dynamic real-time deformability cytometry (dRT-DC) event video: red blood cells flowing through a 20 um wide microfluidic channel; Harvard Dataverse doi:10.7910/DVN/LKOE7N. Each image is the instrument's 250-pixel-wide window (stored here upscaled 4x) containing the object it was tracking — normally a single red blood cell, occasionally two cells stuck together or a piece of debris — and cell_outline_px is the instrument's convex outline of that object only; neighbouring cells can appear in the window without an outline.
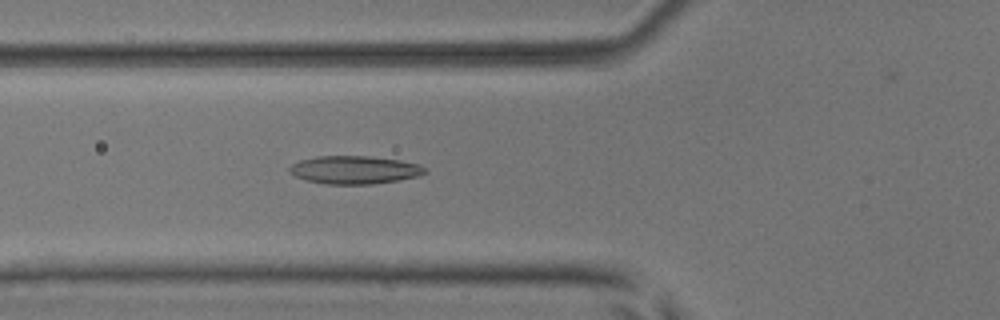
{"species": "common noctule bat (a hibernating species)", "species_latin": "Nyctalus noctula", "temperature_condition": "room temperature", "stored_images_in_passage": 55, "camera_frame_rate_fps": 3000, "um_per_image_px": 0.085, "animal": {"sex": "male", "body_mass_g": 17.9, "forearm_length_mm": 54.2}, "frame": {"image": 1, "passage_image": 21, "time_ms": 6.667, "image_size_px": [1000, 320], "cell_outline_px": [[428, 172], [420, 176], [372, 184], [328, 184], [304, 180], [288, 172], [288, 168], [292, 164], [300, 160], [316, 156], [372, 156], [400, 160], [420, 164]], "centroid_in_image_um": [30.13, 14.43], "position_along_channel_um": 95.7, "area_um2": 22.25}}
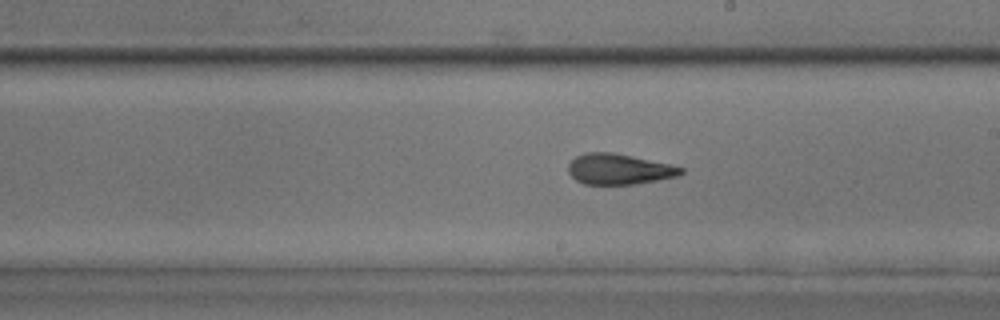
{"frame": {"image": 2, "passage_image": 32, "time_ms": 10.333, "image_size_px": [1000, 320], "cell_outline_px": [[684, 172], [676, 176], [656, 180], [632, 184], [584, 184], [576, 180], [568, 172], [568, 164], [576, 156], [584, 152], [612, 152], [668, 164], [684, 168]], "centroid_in_image_um": [52.56, 14.37], "position_along_channel_um": 236.4, "area_um2": 19.83}}
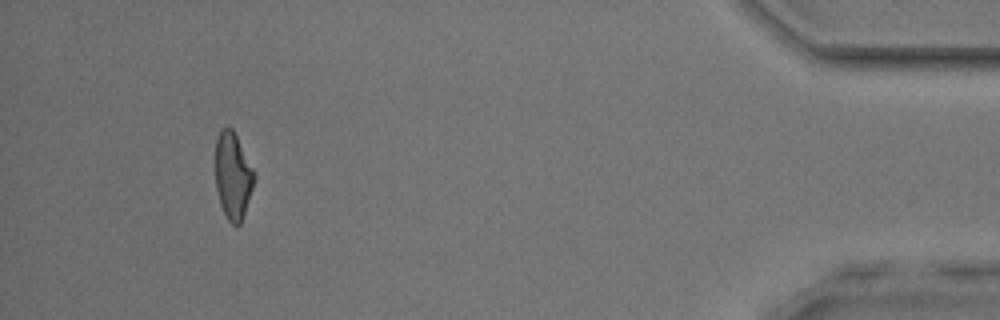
{"frame": {"image": 3, "passage_image": 51, "time_ms": 16.667, "image_size_px": [1000, 320], "cell_outline_px": [[256, 176], [240, 224], [232, 224], [228, 220], [220, 204], [216, 188], [216, 140], [220, 128], [232, 128]], "centroid_in_image_um": [19.78, 14.93], "position_along_channel_um": 415.4, "area_um2": 19.07}, "authors_computed_cell_mechanics": {"area_um2": 20.4612, "velocity_mm_per_s": 3.8466, "shape_relaxation_time_tau1_ms": null, "shape_relaxation_time_tau2_ms": 2.4085, "deformation_change_tau1": null, "deformation_change_tau2": 0.114}}